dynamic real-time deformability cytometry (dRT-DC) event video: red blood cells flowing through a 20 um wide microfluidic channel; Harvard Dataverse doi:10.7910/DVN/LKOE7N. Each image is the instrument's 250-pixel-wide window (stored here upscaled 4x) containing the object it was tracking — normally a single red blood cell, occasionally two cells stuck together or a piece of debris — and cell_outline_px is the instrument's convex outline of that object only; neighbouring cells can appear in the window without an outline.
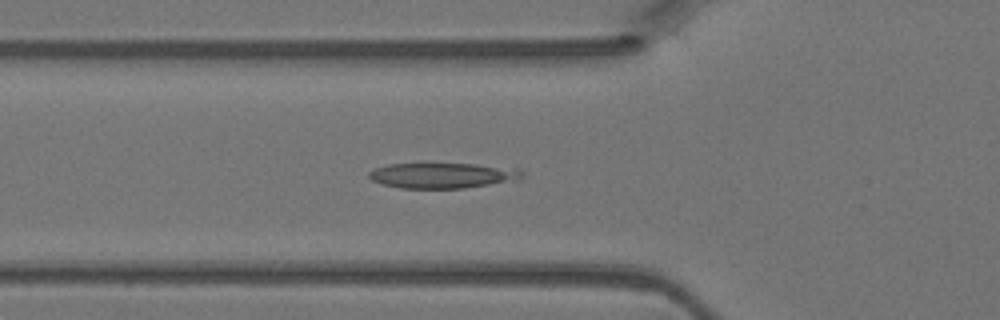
{"species": "Egyptian fruit bat (a non-hibernating species)", "species_latin": "Rousettus aegyptiacus", "temperature_condition": "warm", "stored_images_in_passage": 32, "camera_frame_rate_fps": 3000, "um_per_image_px": 0.085, "animal": {"sex": "female"}, "frame": {"image": 1, "passage_image": 2, "time_ms": 0.333, "image_size_px": [1000, 320], "cell_outline_px": [[524, 176], [520, 180], [464, 188], [400, 188], [384, 184], [372, 180], [368, 176], [368, 172], [376, 168], [388, 164], [476, 164], [520, 168], [524, 172]], "centroid_in_image_um": [37.71, 14.91], "position_along_channel_um": 88.1, "area_um2": 22.77}}
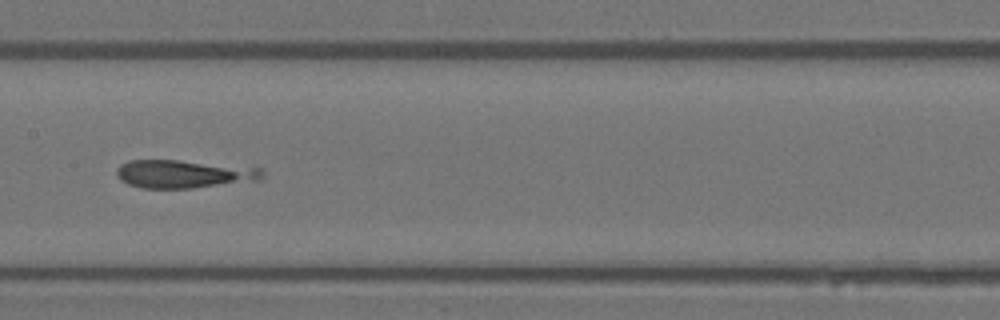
{"frame": {"image": 2, "passage_image": 9, "time_ms": 2.667, "image_size_px": [1000, 320], "cell_outline_px": [[264, 176], [260, 180], [192, 188], [144, 188], [128, 184], [120, 180], [116, 176], [116, 168], [120, 164], [128, 160], [176, 160], [264, 168]], "centroid_in_image_um": [15.62, 14.78], "position_along_channel_um": 191.8, "area_um2": 23.99}}
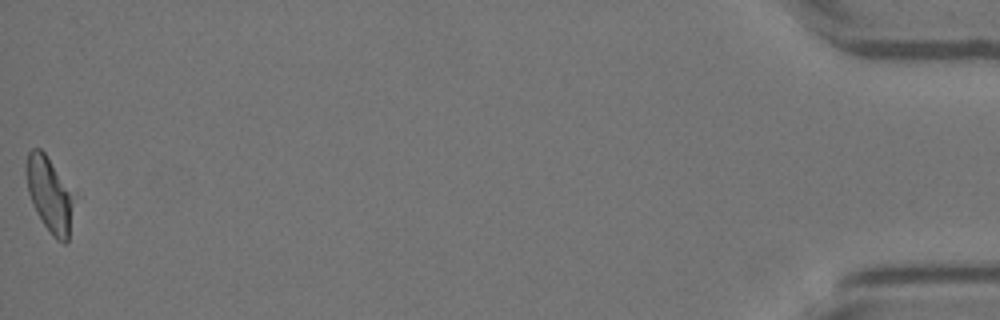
{"frame": {"image": 3, "passage_image": 32, "time_ms": 10.333, "image_size_px": [1000, 320], "cell_outline_px": [[68, 240], [64, 244], [56, 240], [52, 236], [36, 212], [32, 204], [28, 192], [24, 168], [28, 152], [32, 148], [40, 148], [44, 152], [68, 192]], "centroid_in_image_um": [4.04, 16.5], "position_along_channel_um": 431.2, "area_um2": 19.02}}